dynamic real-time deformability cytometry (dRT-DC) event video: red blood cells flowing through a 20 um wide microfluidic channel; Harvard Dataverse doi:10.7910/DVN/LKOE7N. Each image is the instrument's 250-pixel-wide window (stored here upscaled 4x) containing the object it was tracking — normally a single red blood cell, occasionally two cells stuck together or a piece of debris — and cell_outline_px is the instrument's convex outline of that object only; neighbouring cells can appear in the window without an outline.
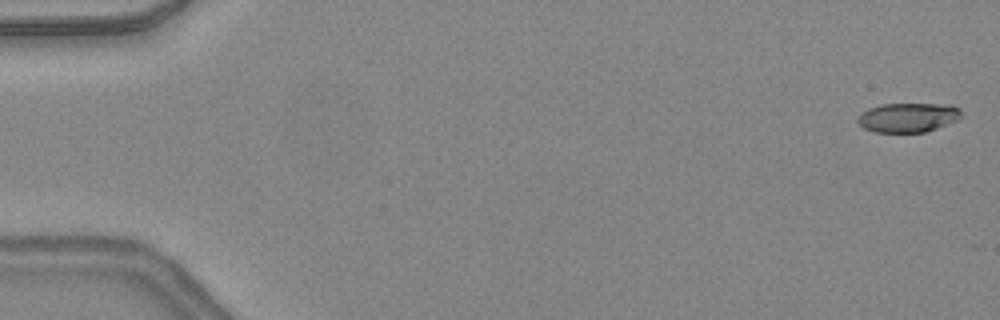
{"species": "common noctule bat (a hibernating species)", "species_latin": "Nyctalus noctula", "temperature_condition": "warm", "stored_images_in_passage": 47, "camera_frame_rate_fps": 3000, "um_per_image_px": 0.085, "animal": {"sex": "female", "body_mass_g": 24.6, "forearm_length_mm": 56.2}, "frame": {"image": 1, "passage_image": 1, "time_ms": 0.0, "image_size_px": [1000, 320], "cell_outline_px": [[960, 116], [956, 120], [936, 128], [924, 132], [876, 132], [864, 128], [856, 120], [860, 112], [868, 108], [880, 104], [952, 104], [960, 108]], "centroid_in_image_um": [77.14, 9.97], "position_along_channel_um": 7.9, "area_um2": 17.69}}
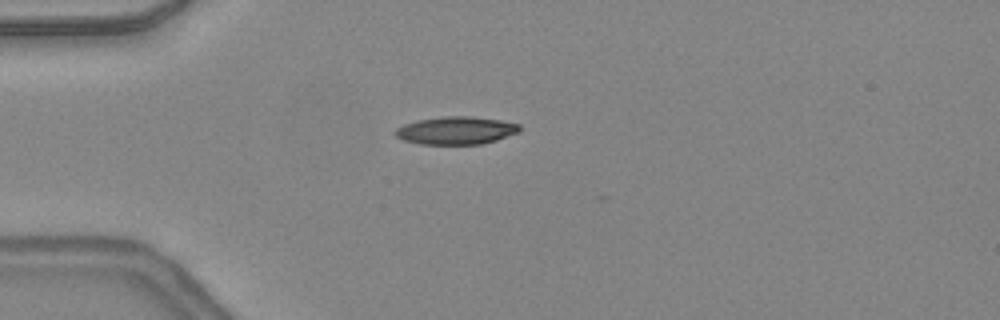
{"frame": {"image": 2, "passage_image": 13, "time_ms": 4.0, "image_size_px": [1000, 320], "cell_outline_px": [[520, 132], [496, 140], [480, 144], [420, 144], [404, 140], [396, 136], [392, 132], [396, 128], [404, 124], [420, 120], [444, 116], [468, 116], [500, 120], [520, 124]], "centroid_in_image_um": [38.76, 11.09], "position_along_channel_um": 46.2, "area_um2": 20.06}}
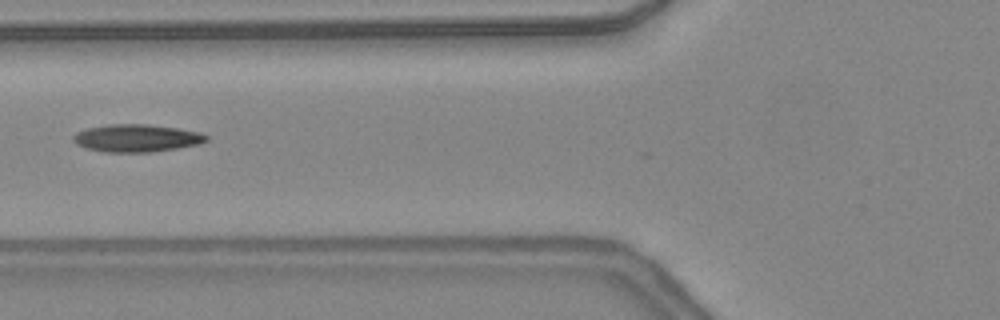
{"frame": {"image": 3, "passage_image": 19, "time_ms": 6.0, "image_size_px": [1000, 320], "cell_outline_px": [[208, 140], [200, 144], [152, 152], [104, 152], [84, 148], [76, 144], [72, 140], [72, 136], [76, 132], [88, 128], [108, 124], [148, 124], [176, 128], [200, 132], [208, 136]], "centroid_in_image_um": [11.58, 11.74], "position_along_channel_um": 114.2, "area_um2": 21.5}, "authors_computed_cell_mechanics": {"area_um2": 20.3456, "velocity_mm_per_s": 4.4111, "shape_relaxation_time_tau1_ms": null, "shape_relaxation_time_tau2_ms": 1.7937, "deformation_change_tau1": null, "deformation_change_tau2": 0.1139}}